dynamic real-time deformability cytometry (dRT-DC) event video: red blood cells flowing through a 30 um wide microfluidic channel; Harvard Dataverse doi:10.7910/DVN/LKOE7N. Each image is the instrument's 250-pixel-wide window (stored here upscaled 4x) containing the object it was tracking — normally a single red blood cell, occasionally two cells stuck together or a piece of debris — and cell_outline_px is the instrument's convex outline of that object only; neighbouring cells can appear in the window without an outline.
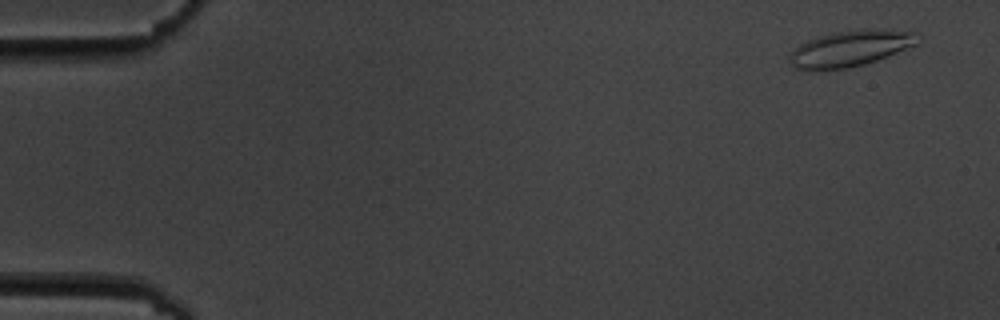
{"species": "common noctule bat (a hibernating species)", "species_latin": "Nyctalus noctula", "temperature_condition": "cold", "stored_images_in_passage": 4, "camera_frame_rate_fps": 3000, "um_per_image_px": 0.085, "animal": {"sex": "male", "body_mass_g": 19.5, "forearm_length_mm": 54.6}, "frame": {"image": 1, "passage_image": 1, "time_ms": 0.0, "image_size_px": [1000, 320], "cell_outline_px": [[916, 44], [876, 60], [864, 64], [848, 68], [796, 68], [788, 60], [788, 56], [800, 44], [808, 40], [820, 36], [836, 32], [872, 28], [916, 32]], "centroid_in_image_um": [72.28, 4.09], "position_along_channel_um": 12.7, "area_um2": 25.95}}
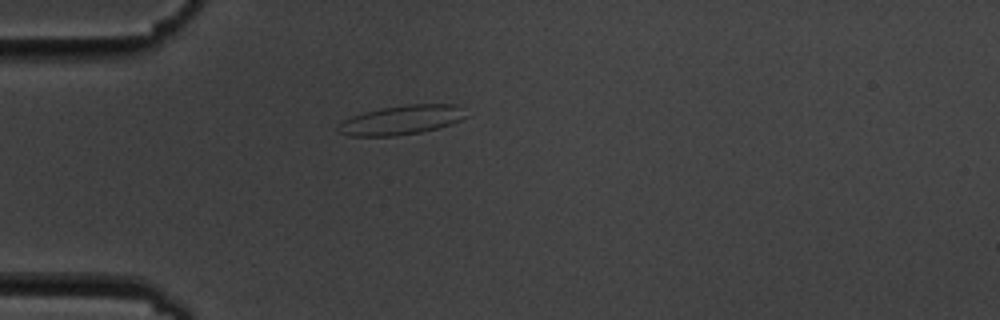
{"frame": {"image": 2, "passage_image": 4, "time_ms": 4.333, "image_size_px": [1000, 320], "cell_outline_px": [[468, 116], [452, 124], [440, 128], [420, 132], [396, 136], [352, 136], [340, 132], [336, 128], [344, 120], [352, 116], [364, 112], [380, 108], [408, 104], [456, 104]], "centroid_in_image_um": [34.15, 10.2], "position_along_channel_um": 50.9, "area_um2": 21.79}}